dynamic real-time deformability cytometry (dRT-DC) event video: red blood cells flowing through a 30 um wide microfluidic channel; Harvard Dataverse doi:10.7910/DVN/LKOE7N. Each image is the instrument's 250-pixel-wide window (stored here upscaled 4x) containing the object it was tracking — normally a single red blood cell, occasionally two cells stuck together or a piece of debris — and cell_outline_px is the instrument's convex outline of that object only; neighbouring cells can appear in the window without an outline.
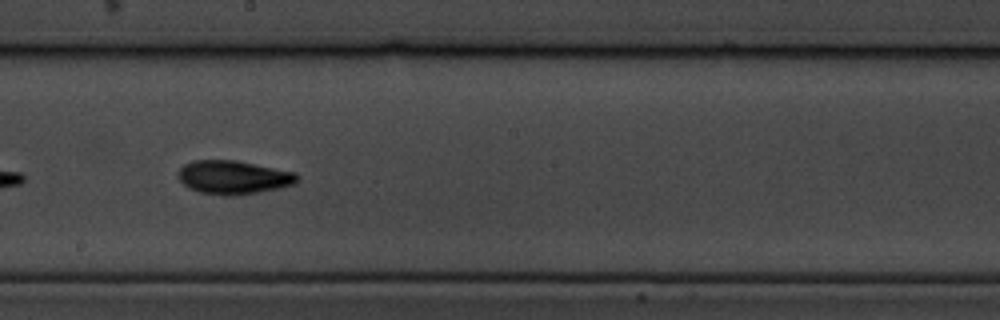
{"species": "common noctule bat (a hibernating species)", "species_latin": "Nyctalus noctula", "temperature_condition": "cold", "stored_images_in_passage": 22, "camera_frame_rate_fps": 3000, "um_per_image_px": 0.085, "animal": {"sex": "male", "body_mass_g": 19.5, "forearm_length_mm": 54.6}, "frame": {"image": 1, "passage_image": 16, "time_ms": 5.0, "image_size_px": [1000, 320], "cell_outline_px": [[300, 180], [292, 184], [280, 188], [236, 196], [224, 196], [200, 192], [188, 188], [180, 180], [180, 168], [184, 164], [192, 160], [236, 160], [296, 172], [300, 176]], "centroid_in_image_um": [19.88, 15.07], "position_along_channel_um": 228.3, "area_um2": 23.41}}
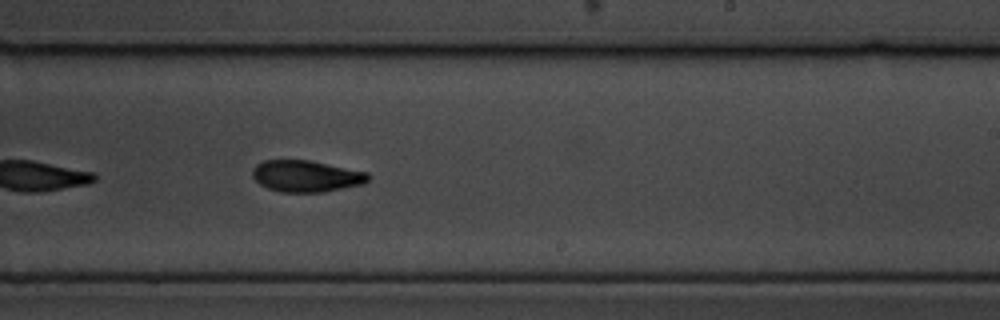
{"frame": {"image": 2, "passage_image": 19, "time_ms": 6.0, "image_size_px": [1000, 320], "cell_outline_px": [[368, 180], [364, 184], [320, 192], [280, 192], [268, 188], [260, 184], [252, 176], [252, 168], [256, 164], [264, 160], [308, 160], [368, 172]], "centroid_in_image_um": [25.99, 14.96], "position_along_channel_um": 263.0, "area_um2": 21.15}}